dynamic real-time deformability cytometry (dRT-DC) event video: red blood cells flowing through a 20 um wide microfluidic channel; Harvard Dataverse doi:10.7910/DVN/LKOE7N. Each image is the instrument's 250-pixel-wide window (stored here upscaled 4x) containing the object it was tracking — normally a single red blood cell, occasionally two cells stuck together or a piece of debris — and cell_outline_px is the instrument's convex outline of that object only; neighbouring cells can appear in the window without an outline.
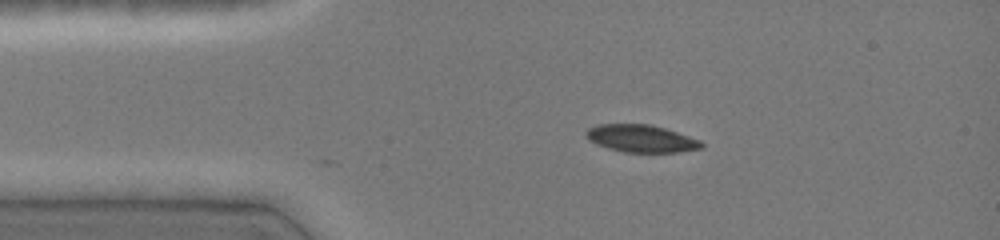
{"species": "common noctule bat (a hibernating species)", "species_latin": "Nyctalus noctula", "temperature_condition": "cold", "stored_images_in_passage": 38, "camera_frame_rate_fps": 3000, "um_per_image_px": 0.085, "animal": {"sex": "female", "body_mass_g": 19.0, "forearm_length_mm": 51.5}, "frame": {"image": 1, "passage_image": 1, "time_ms": 0.0, "image_size_px": [1000, 240], "cell_outline_px": [[704, 148], [676, 152], [624, 152], [608, 148], [596, 144], [588, 140], [584, 136], [584, 132], [588, 128], [596, 124], [652, 124], [700, 140], [704, 144]], "centroid_in_image_um": [54.45, 11.77], "position_along_channel_um": 30.5, "area_um2": 18.55}}
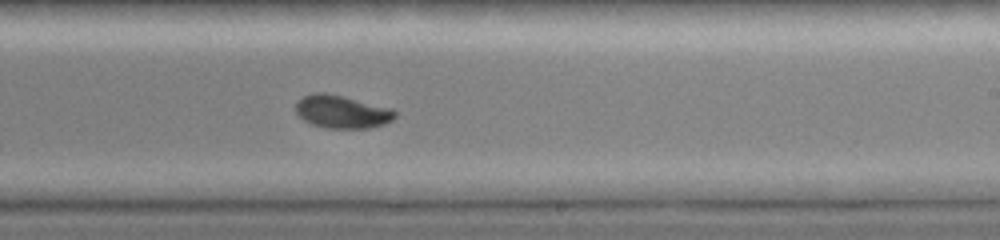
{"frame": {"image": 2, "passage_image": 20, "time_ms": 6.333, "image_size_px": [1000, 240], "cell_outline_px": [[396, 116], [392, 120], [384, 124], [368, 128], [324, 128], [312, 124], [304, 120], [296, 112], [296, 100], [304, 96], [316, 92], [324, 92], [344, 96], [392, 108], [396, 112]], "centroid_in_image_um": [29.06, 9.49], "position_along_channel_um": 259.9, "area_um2": 19.13}}
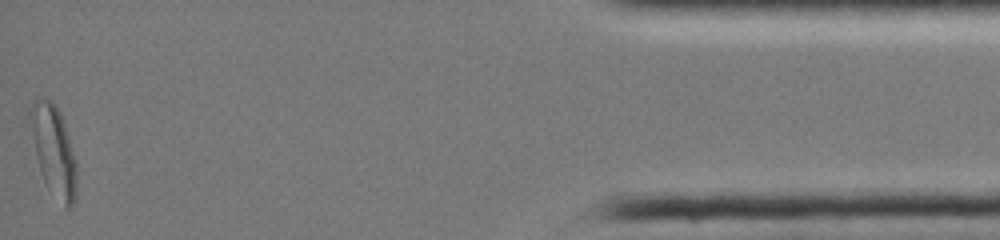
{"frame": {"image": 3, "passage_image": 38, "time_ms": 12.333, "image_size_px": [1000, 240], "cell_outline_px": [[76, 196], [72, 204], [68, 208], [64, 204], [44, 180], [36, 156], [28, 116], [28, 108], [32, 100], [36, 96], [48, 96], [56, 104], [60, 112], [76, 160]], "centroid_in_image_um": [4.53, 12.61], "position_along_channel_um": 430.7, "area_um2": 24.22}, "authors_computed_cell_mechanics": {"area_um2": 19.6809, "velocity_mm_per_s": 4.1626, "shape_relaxation_time_tau1_ms": 6.0943, "shape_relaxation_time_tau2_ms": null, "deformation_change_tau1": 0.1571, "deformation_change_tau2": null}}